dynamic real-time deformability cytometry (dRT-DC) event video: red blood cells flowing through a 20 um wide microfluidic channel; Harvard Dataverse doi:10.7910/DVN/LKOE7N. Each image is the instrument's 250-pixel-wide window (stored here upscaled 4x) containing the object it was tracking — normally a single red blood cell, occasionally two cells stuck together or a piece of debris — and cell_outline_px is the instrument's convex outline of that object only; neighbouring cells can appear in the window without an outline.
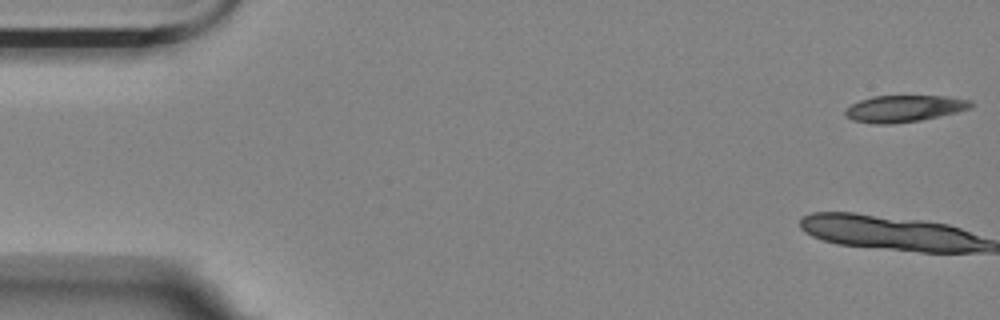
{"species": "Egyptian fruit bat (a non-hibernating species)", "species_latin": "Rousettus aegyptiacus", "temperature_condition": "room temperature", "stored_images_in_passage": 13, "camera_frame_rate_fps": 3000, "um_per_image_px": 0.085, "animal": {"sex": "female"}, "frame": {"image": 1, "passage_image": 1, "time_ms": 0.0, "image_size_px": [1000, 320], "cell_outline_px": [[972, 108], [956, 112], [920, 120], [892, 124], [872, 124], [852, 120], [844, 116], [844, 112], [852, 104], [860, 100], [872, 96], [944, 96], [972, 100]], "centroid_in_image_um": [76.83, 9.23], "position_along_channel_um": 8.2, "area_um2": 19.54}}